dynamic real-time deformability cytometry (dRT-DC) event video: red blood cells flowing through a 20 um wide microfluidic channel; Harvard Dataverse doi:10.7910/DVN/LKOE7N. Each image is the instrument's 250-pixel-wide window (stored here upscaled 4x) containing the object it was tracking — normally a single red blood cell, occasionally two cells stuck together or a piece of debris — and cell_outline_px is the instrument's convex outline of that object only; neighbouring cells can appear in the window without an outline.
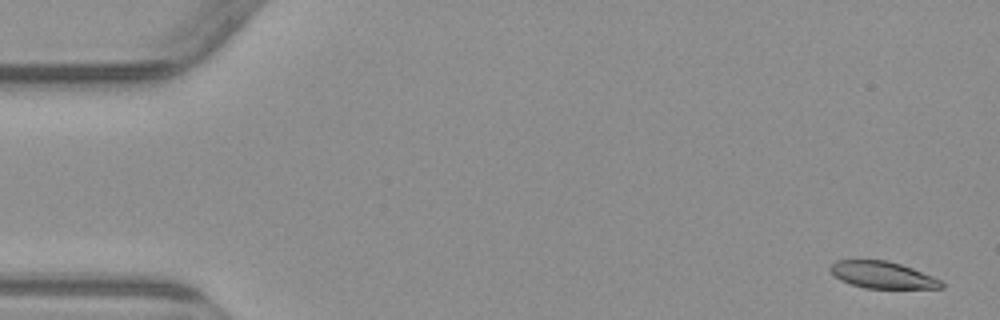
{"species": "common noctule bat (a hibernating species)", "species_latin": "Nyctalus noctula", "temperature_condition": "warm", "stored_images_in_passage": 5, "camera_frame_rate_fps": 3000, "um_per_image_px": 0.085, "animal": {"sex": "male", "body_mass_g": 23.1, "forearm_length_mm": 52.7}, "frame": {"image": 1, "passage_image": 1, "time_ms": 0.0, "image_size_px": [1000, 320], "cell_outline_px": [[944, 288], [864, 288], [840, 280], [828, 268], [836, 260], [888, 260], [912, 268], [932, 276], [940, 280], [944, 284]], "centroid_in_image_um": [75.01, 23.36], "position_along_channel_um": 10.0, "area_um2": 17.22}}
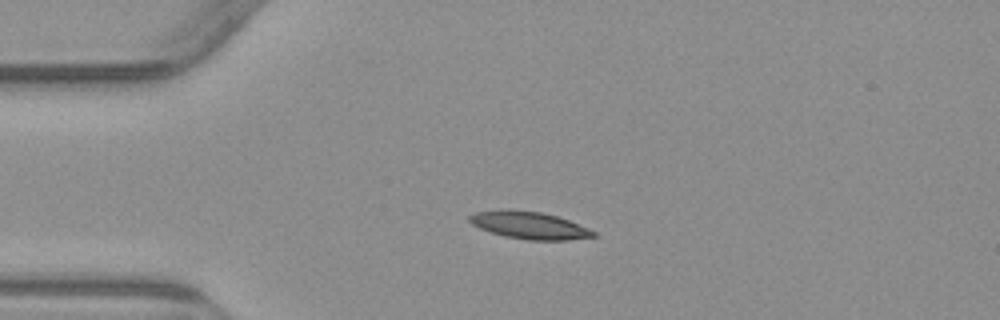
{"frame": {"image": 2, "passage_image": 4, "time_ms": 3.667, "image_size_px": [1000, 320], "cell_outline_px": [[596, 236], [568, 240], [528, 240], [504, 236], [480, 228], [472, 224], [468, 220], [468, 216], [476, 212], [500, 208], [504, 208], [540, 212], [556, 216], [568, 220], [588, 228], [596, 232]], "centroid_in_image_um": [44.95, 19.13], "position_along_channel_um": 40.0, "area_um2": 19.77}}